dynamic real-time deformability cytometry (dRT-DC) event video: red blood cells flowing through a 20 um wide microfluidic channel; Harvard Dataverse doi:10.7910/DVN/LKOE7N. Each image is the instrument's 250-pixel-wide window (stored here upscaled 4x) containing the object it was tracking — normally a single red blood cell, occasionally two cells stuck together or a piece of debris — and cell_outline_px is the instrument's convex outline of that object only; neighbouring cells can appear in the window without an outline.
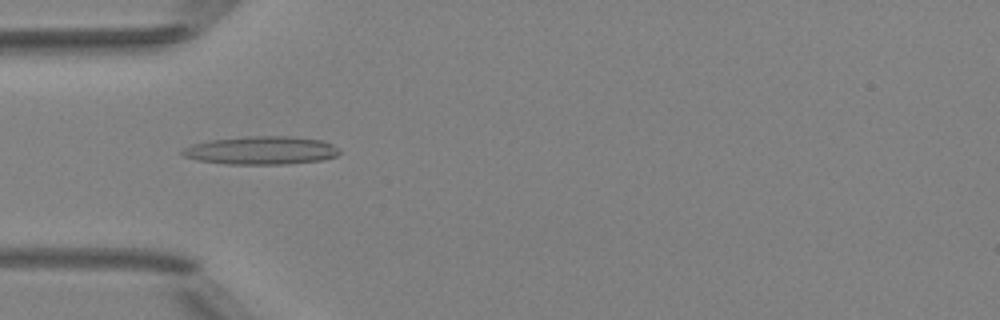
{"species": "Egyptian fruit bat (a non-hibernating species)", "species_latin": "Rousettus aegyptiacus", "temperature_condition": "room temperature", "stored_images_in_passage": 3, "camera_frame_rate_fps": 3000, "um_per_image_px": 0.085, "animal": {"sex": "female"}, "frame": {"image": 1, "passage_image": 1, "time_ms": 0.0, "image_size_px": [1000, 320], "cell_outline_px": [[340, 152], [336, 156], [320, 160], [288, 164], [224, 164], [196, 160], [184, 156], [180, 152], [184, 148], [192, 144], [212, 140], [244, 136], [288, 136], [320, 140], [332, 144]], "centroid_in_image_um": [22.16, 12.79], "position_along_channel_um": 62.8, "area_um2": 25.72}}
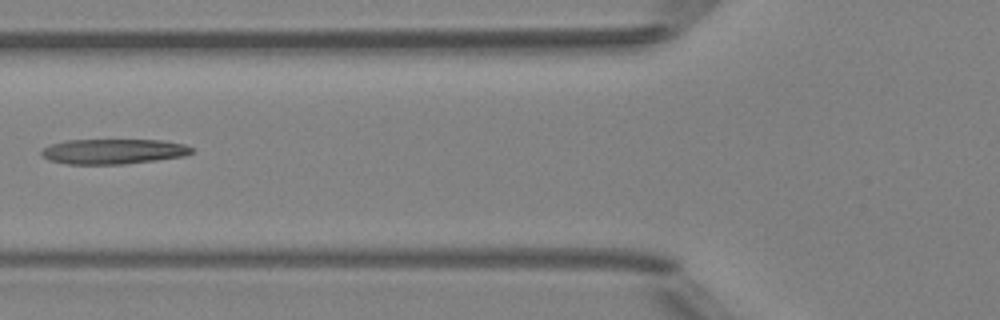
{"frame": {"image": 2, "passage_image": 2, "time_ms": 1.333, "image_size_px": [1000, 320], "cell_outline_px": [[192, 152], [184, 156], [156, 160], [124, 164], [68, 164], [48, 160], [40, 152], [44, 148], [52, 144], [68, 140], [160, 140], [184, 144], [192, 148]], "centroid_in_image_um": [9.63, 12.87], "position_along_channel_um": 116.2, "area_um2": 21.79}}
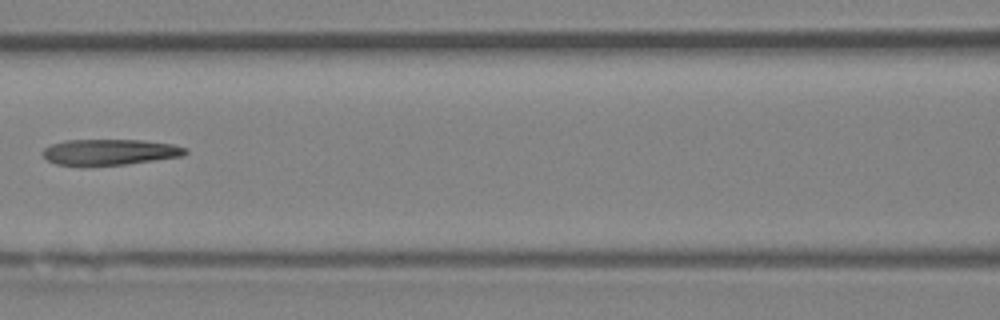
{"frame": {"image": 3, "passage_image": 3, "time_ms": 2.333, "image_size_px": [1000, 320], "cell_outline_px": [[188, 152], [184, 156], [128, 164], [84, 168], [80, 168], [56, 164], [48, 160], [40, 152], [44, 148], [52, 144], [64, 140], [144, 140], [172, 144], [188, 148]], "centroid_in_image_um": [9.29, 12.96], "position_along_channel_um": 157.3, "area_um2": 22.37}}